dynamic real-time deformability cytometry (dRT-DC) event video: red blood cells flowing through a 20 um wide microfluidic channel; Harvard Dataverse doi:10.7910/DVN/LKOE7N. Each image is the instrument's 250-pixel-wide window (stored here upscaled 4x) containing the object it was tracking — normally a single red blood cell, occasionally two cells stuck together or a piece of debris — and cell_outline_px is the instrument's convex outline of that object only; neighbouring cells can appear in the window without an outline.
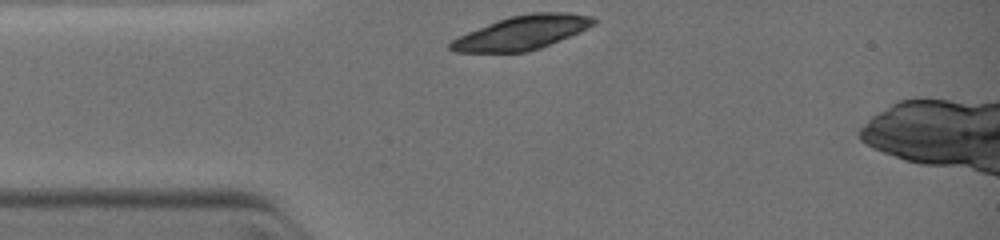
{"species": "common noctule bat (a hibernating species)", "species_latin": "Nyctalus noctula", "temperature_condition": "warm", "stored_images_in_passage": 5, "camera_frame_rate_fps": 3000, "um_per_image_px": 0.085, "animal": {"sex": "female", "body_mass_g": 19.0, "forearm_length_mm": 51.5}, "frame": {"image": 1, "passage_image": 1, "time_ms": 0.0, "image_size_px": [1000, 240], "cell_outline_px": [[596, 24], [580, 32], [540, 48], [528, 52], [456, 52], [448, 48], [448, 44], [452, 40], [468, 32], [488, 24], [512, 16], [532, 12], [564, 12], [592, 16], [596, 20]], "centroid_in_image_um": [44.4, 2.78], "position_along_channel_um": 40.6, "area_um2": 28.03}}
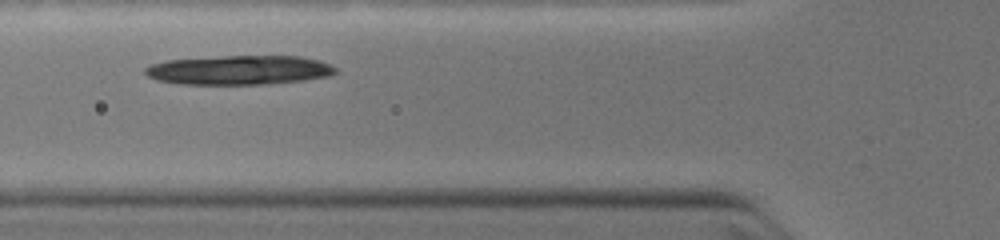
{"frame": {"image": 2, "passage_image": 4, "time_ms": 1.667, "image_size_px": [1000, 240], "cell_outline_px": [[336, 72], [332, 76], [304, 80], [264, 84], [180, 84], [156, 80], [148, 76], [144, 72], [144, 68], [152, 64], [168, 60], [220, 56], [300, 56], [320, 60], [336, 68]], "centroid_in_image_um": [20.34, 5.95], "position_along_channel_um": 105.5, "area_um2": 32.54}}
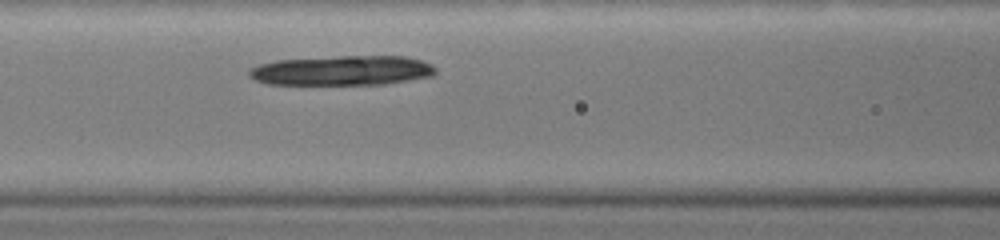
{"frame": {"image": 3, "passage_image": 5, "time_ms": 2.333, "image_size_px": [1000, 240], "cell_outline_px": [[436, 72], [432, 76], [384, 84], [268, 84], [256, 80], [248, 76], [248, 72], [252, 68], [260, 64], [276, 60], [340, 56], [404, 56], [420, 60], [432, 64], [436, 68]], "centroid_in_image_um": [29.09, 5.99], "position_along_channel_um": 137.5, "area_um2": 32.19}}